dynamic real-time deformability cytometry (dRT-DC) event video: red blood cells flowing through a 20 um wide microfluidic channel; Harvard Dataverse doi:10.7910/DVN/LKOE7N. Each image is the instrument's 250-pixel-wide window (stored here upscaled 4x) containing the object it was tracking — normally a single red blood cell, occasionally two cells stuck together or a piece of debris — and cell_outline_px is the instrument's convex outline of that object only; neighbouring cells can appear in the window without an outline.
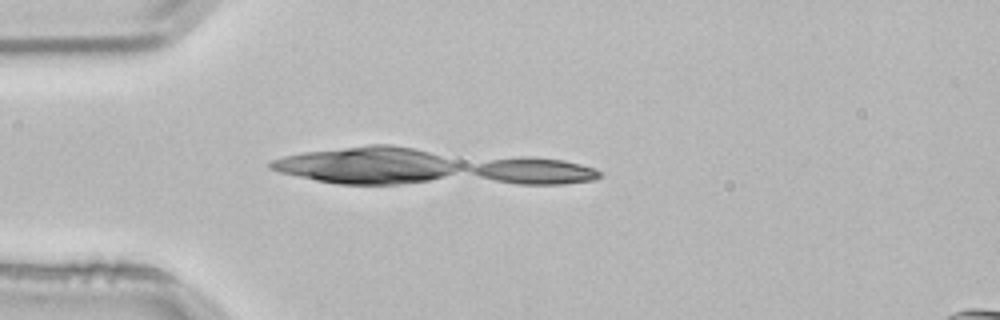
{"species": "common noctule bat (a hibernating species)", "species_latin": "Nyctalus noctula", "temperature_condition": "room temperature", "stored_images_in_passage": 3, "camera_frame_rate_fps": 3000, "um_per_image_px": 0.085, "animal": {"sex": "male", "body_mass_g": 21.5, "forearm_length_mm": 52.0}, "frame": {"image": 1, "passage_image": 2, "time_ms": 0.333, "image_size_px": [1000, 320], "cell_outline_px": [[604, 176], [596, 180], [564, 184], [516, 184], [496, 180], [480, 176], [472, 172], [472, 168], [480, 164], [492, 160], [520, 156], [528, 156], [564, 160], [580, 164], [592, 168], [600, 172]], "centroid_in_image_um": [45.57, 14.54], "position_along_channel_um": 39.4, "area_um2": 19.42}}
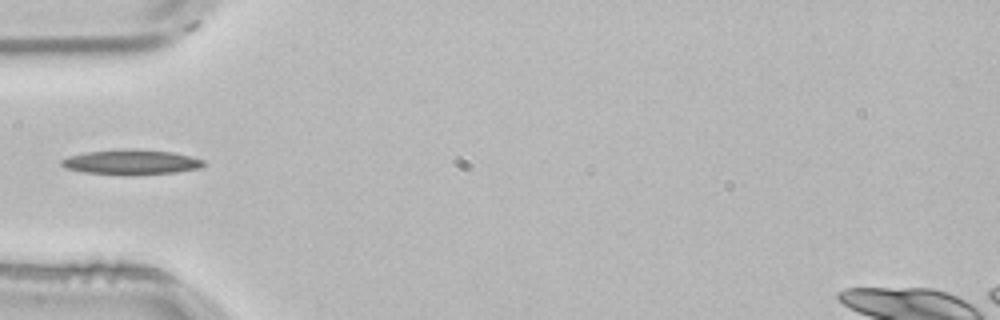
{"frame": {"image": 2, "passage_image": 3, "time_ms": 0.667, "image_size_px": [1000, 320], "cell_outline_px": [[204, 164], [200, 168], [176, 172], [128, 176], [124, 176], [84, 172], [64, 168], [60, 164], [60, 160], [72, 156], [88, 152], [124, 148], [172, 152], [192, 156], [204, 160]], "centroid_in_image_um": [11.16, 13.79], "position_along_channel_um": 73.8, "area_um2": 20.87}}